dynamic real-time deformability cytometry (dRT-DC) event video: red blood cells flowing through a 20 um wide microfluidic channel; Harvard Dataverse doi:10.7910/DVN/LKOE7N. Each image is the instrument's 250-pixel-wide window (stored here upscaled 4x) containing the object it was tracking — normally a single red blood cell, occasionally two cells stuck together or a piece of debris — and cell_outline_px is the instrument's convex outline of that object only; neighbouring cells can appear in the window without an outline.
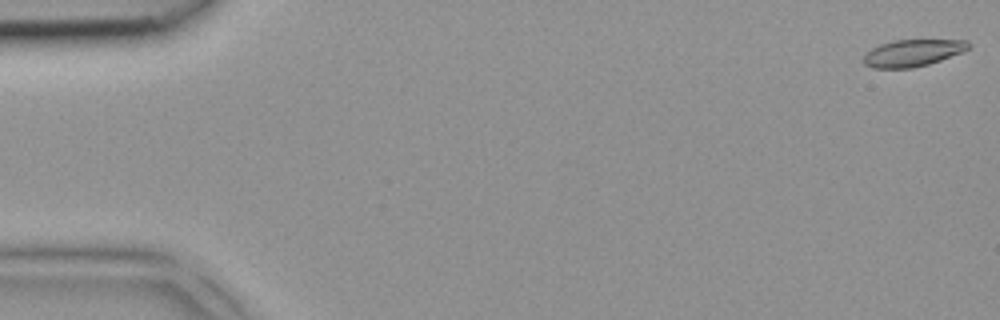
{"species": "common noctule bat (a hibernating species)", "species_latin": "Nyctalus noctula", "temperature_condition": "room temperature", "stored_images_in_passage": 5, "camera_frame_rate_fps": 3000, "um_per_image_px": 0.085, "animal": {"sex": "female", "body_mass_g": 18.4}, "frame": {"image": 1, "passage_image": 1, "time_ms": 0.0, "image_size_px": [1000, 320], "cell_outline_px": [[972, 44], [968, 48], [960, 52], [940, 60], [928, 64], [912, 68], [872, 68], [864, 64], [864, 56], [872, 48], [880, 44], [896, 40], [968, 40]], "centroid_in_image_um": [77.57, 4.5], "position_along_channel_um": 7.4, "area_um2": 16.24}}
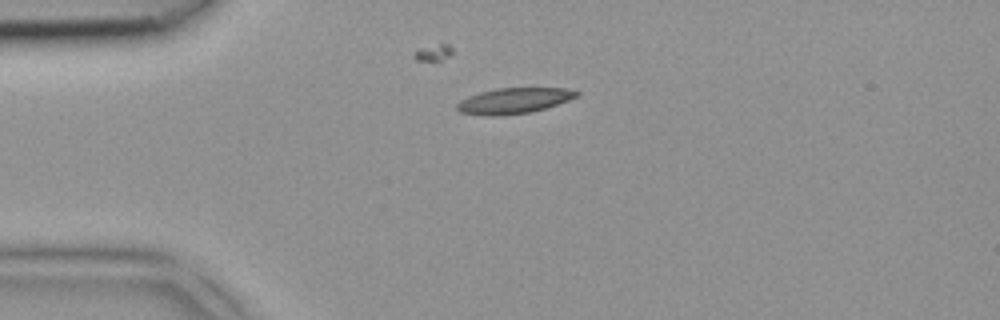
{"frame": {"image": 2, "passage_image": 4, "time_ms": 1.0, "image_size_px": [1000, 320], "cell_outline_px": [[580, 96], [532, 112], [500, 116], [484, 116], [460, 112], [456, 108], [456, 104], [460, 100], [468, 96], [480, 92], [496, 88], [568, 88], [580, 92]], "centroid_in_image_um": [43.66, 8.56], "position_along_channel_um": 41.3, "area_um2": 18.03}}